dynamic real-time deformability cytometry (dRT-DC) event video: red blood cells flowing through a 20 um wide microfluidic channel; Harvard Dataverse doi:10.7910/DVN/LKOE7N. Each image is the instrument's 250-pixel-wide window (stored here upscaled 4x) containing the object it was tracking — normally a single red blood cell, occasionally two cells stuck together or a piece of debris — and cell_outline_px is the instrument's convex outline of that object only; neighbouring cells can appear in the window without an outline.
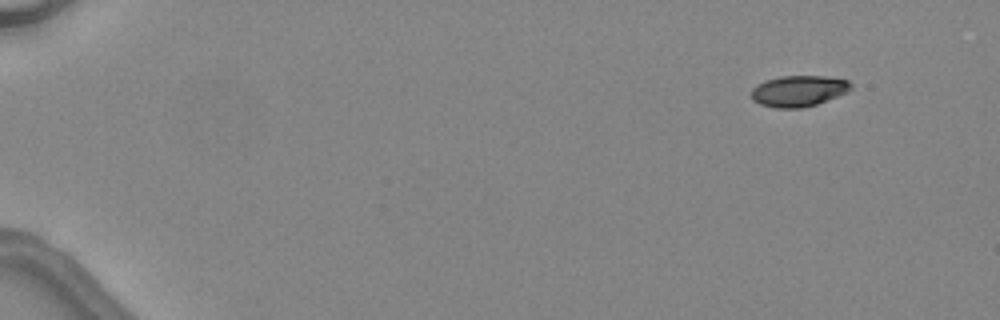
{"species": "common noctule bat (a hibernating species)", "species_latin": "Nyctalus noctula", "temperature_condition": "warm", "stored_images_in_passage": 5, "camera_frame_rate_fps": 3000, "um_per_image_px": 0.085, "animal": {"sex": "female", "body_mass_g": 24.6, "forearm_length_mm": 56.2}, "frame": {"image": 1, "passage_image": 1, "time_ms": 0.0, "image_size_px": [1000, 320], "cell_outline_px": [[852, 88], [848, 92], [816, 104], [800, 108], [776, 108], [760, 104], [752, 100], [752, 88], [756, 84], [764, 80], [780, 76], [824, 76], [848, 80], [852, 84]], "centroid_in_image_um": [67.87, 7.72], "position_along_channel_um": 17.1, "area_um2": 18.09}}
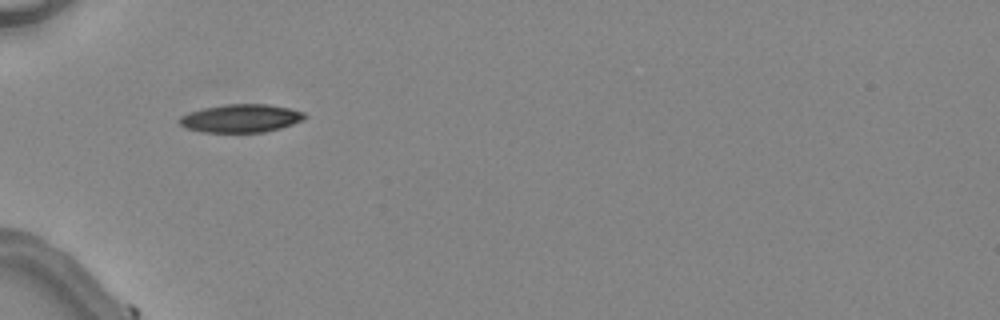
{"frame": {"image": 2, "passage_image": 4, "time_ms": 4.333, "image_size_px": [1000, 320], "cell_outline_px": [[308, 116], [304, 120], [280, 128], [264, 132], [200, 132], [184, 128], [180, 124], [180, 116], [188, 112], [204, 108], [224, 104], [268, 104], [288, 108], [304, 112]], "centroid_in_image_um": [20.47, 10.06], "position_along_channel_um": 64.5, "area_um2": 20.63}}